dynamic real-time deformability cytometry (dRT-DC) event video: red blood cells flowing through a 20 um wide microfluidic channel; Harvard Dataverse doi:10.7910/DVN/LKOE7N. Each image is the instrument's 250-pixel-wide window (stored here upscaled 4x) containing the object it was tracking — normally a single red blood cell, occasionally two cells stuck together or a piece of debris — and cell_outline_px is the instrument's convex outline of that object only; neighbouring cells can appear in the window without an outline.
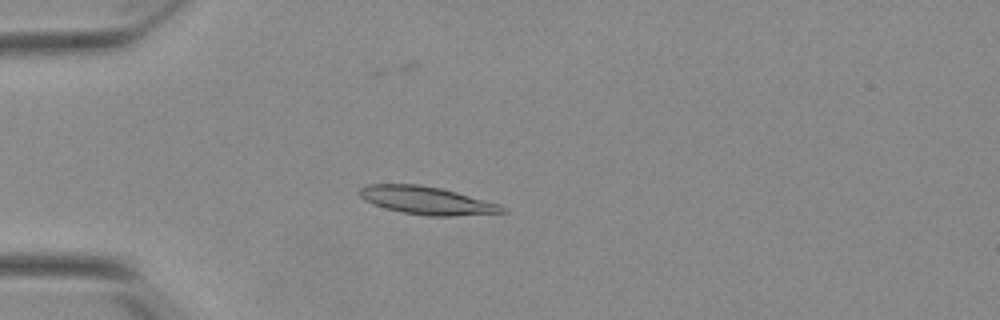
{"species": "Egyptian fruit bat (a non-hibernating species)", "species_latin": "Rousettus aegyptiacus", "temperature_condition": "warm", "stored_images_in_passage": 50, "camera_frame_rate_fps": 3000, "um_per_image_px": 0.085, "animal": {"sex": "female"}, "frame": {"image": 1, "passage_image": 12, "time_ms": 3.667, "image_size_px": [1000, 320], "cell_outline_px": [[508, 212], [452, 216], [428, 216], [404, 212], [388, 208], [364, 200], [356, 192], [360, 188], [368, 184], [420, 184], [440, 188], [456, 192], [500, 204], [508, 208]], "centroid_in_image_um": [36.3, 17.03], "position_along_channel_um": 48.7, "area_um2": 23.06}}
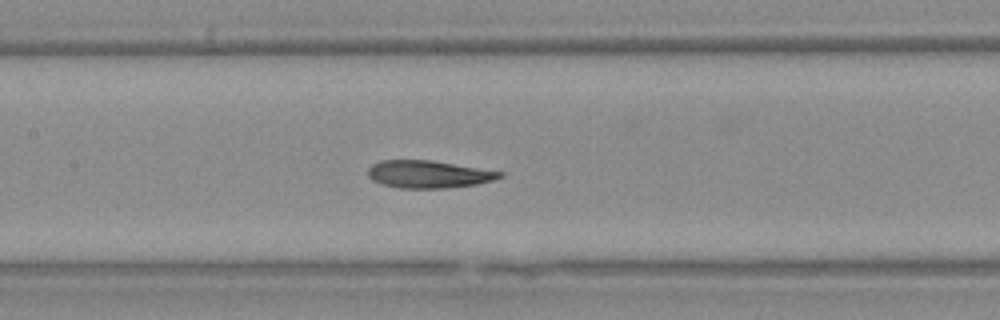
{"frame": {"image": 2, "passage_image": 23, "time_ms": 7.333, "image_size_px": [1000, 320], "cell_outline_px": [[504, 176], [492, 180], [476, 184], [448, 188], [400, 188], [384, 184], [372, 180], [368, 176], [368, 168], [372, 164], [380, 160], [432, 160], [504, 172]], "centroid_in_image_um": [36.42, 14.8], "position_along_channel_um": 171.0, "area_um2": 21.1}}
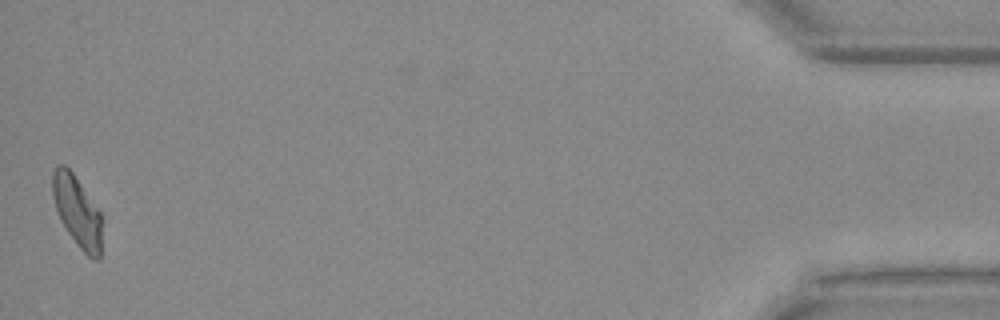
{"frame": {"image": 3, "passage_image": 50, "time_ms": 16.333, "image_size_px": [1000, 320], "cell_outline_px": [[104, 220], [100, 260], [92, 260], [80, 248], [68, 232], [60, 220], [56, 208], [52, 192], [52, 172], [56, 164], [64, 164], [72, 172], [100, 212]], "centroid_in_image_um": [6.6, 18.0], "position_along_channel_um": 428.6, "area_um2": 20.69}, "authors_computed_cell_mechanics": {"area_um2": 21.7617, "velocity_mm_per_s": 3.8555, "shape_relaxation_time_tau1_ms": 4.9128, "shape_relaxation_time_tau2_ms": 2.931, "deformation_change_tau1": 0.189, "deformation_change_tau2": 0.1093}}